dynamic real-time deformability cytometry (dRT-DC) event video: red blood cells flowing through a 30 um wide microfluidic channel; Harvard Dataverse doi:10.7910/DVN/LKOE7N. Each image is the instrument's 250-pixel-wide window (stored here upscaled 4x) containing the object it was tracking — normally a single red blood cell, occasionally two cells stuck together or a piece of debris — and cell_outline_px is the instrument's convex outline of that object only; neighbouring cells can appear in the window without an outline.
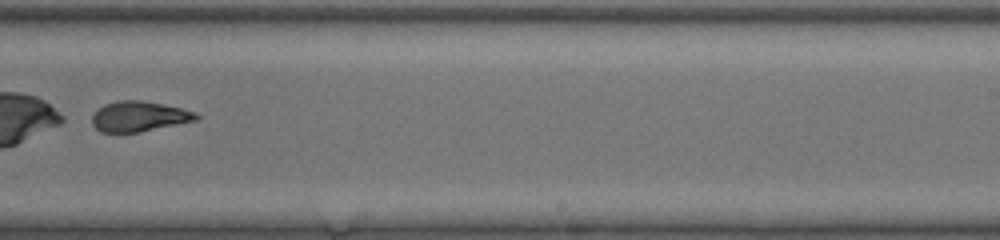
{"species": "common noctule bat (a hibernating species)", "species_latin": "Nyctalus noctula", "temperature_condition": "room temperature", "stored_images_in_passage": 51, "camera_frame_rate_fps": 3000, "um_per_image_px": 0.085, "animal": {"sex": "female", "body_mass_g": 20.0, "forearm_length_mm": 54.0}, "frame": {"image": 1, "passage_image": 36, "time_ms": 11.667, "image_size_px": [1000, 240], "cell_outline_px": [[200, 116], [196, 120], [140, 132], [100, 132], [92, 124], [92, 116], [96, 108], [104, 104], [116, 100], [140, 100], [164, 104], [196, 112]], "centroid_in_image_um": [11.78, 9.88], "position_along_channel_um": 277.2, "area_um2": 18.44}}